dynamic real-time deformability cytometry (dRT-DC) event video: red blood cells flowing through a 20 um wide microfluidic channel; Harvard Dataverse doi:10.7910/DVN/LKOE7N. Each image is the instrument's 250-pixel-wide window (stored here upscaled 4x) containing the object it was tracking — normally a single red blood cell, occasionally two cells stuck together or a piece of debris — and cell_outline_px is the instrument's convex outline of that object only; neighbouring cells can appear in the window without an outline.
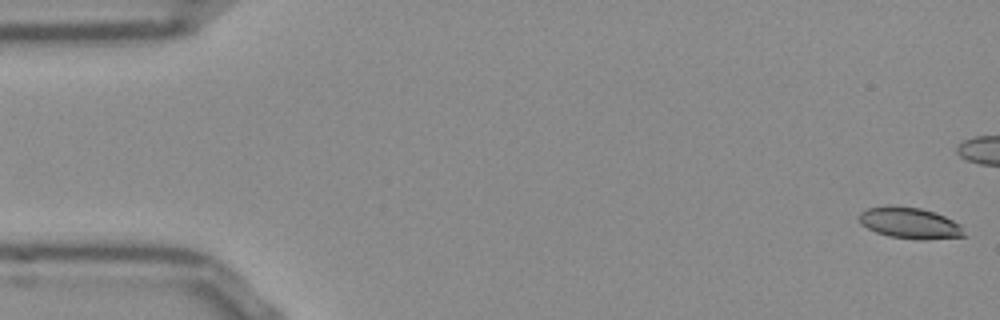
{"species": "Egyptian fruit bat (a non-hibernating species)", "species_latin": "Rousettus aegyptiacus", "temperature_condition": "room temperature", "stored_images_in_passage": 53, "camera_frame_rate_fps": 3000, "um_per_image_px": 0.085, "frame": {"image": 1, "passage_image": 1, "time_ms": 0.0, "image_size_px": [1000, 320], "cell_outline_px": [[968, 236], [888, 236], [876, 232], [868, 228], [860, 220], [860, 212], [868, 208], [920, 208], [944, 216], [960, 224]], "centroid_in_image_um": [77.33, 18.93], "position_along_channel_um": 7.7, "area_um2": 17.17}}
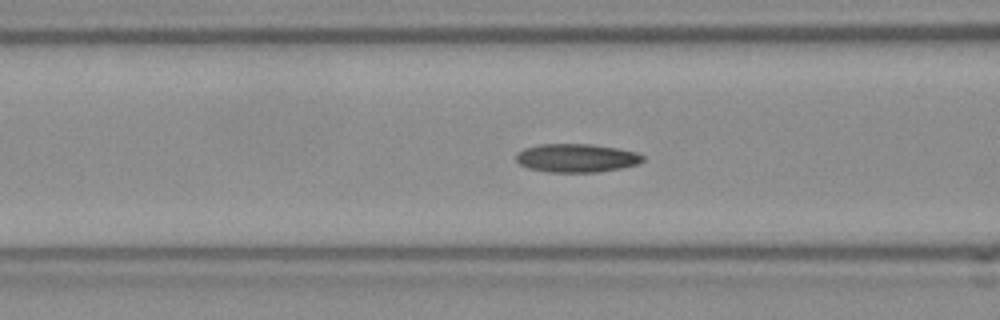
{"frame": {"image": 2, "passage_image": 20, "time_ms": 6.333, "image_size_px": [1000, 320], "cell_outline_px": [[644, 160], [636, 164], [620, 168], [596, 172], [548, 172], [528, 168], [520, 164], [516, 160], [516, 156], [524, 148], [540, 144], [592, 144], [616, 148], [636, 152], [644, 156]], "centroid_in_image_um": [49.0, 13.43], "position_along_channel_um": 117.6, "area_um2": 20.87}}
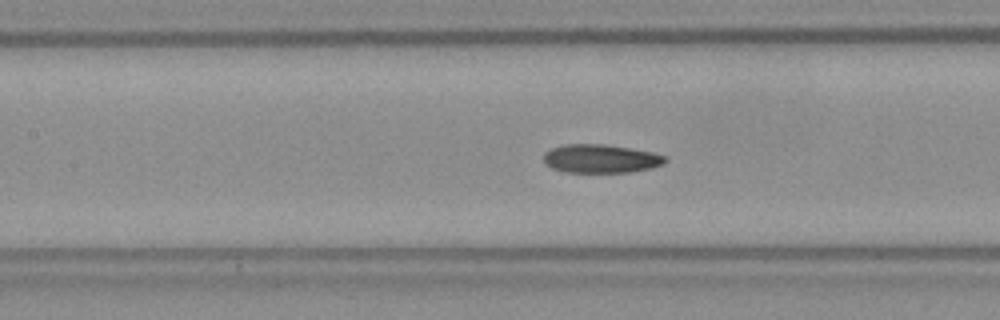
{"frame": {"image": 3, "passage_image": 23, "time_ms": 7.333, "image_size_px": [1000, 320], "cell_outline_px": [[668, 160], [664, 164], [632, 172], [564, 172], [552, 168], [544, 164], [544, 152], [552, 148], [564, 144], [604, 144], [652, 152], [664, 156]], "centroid_in_image_um": [51.03, 13.49], "position_along_channel_um": 156.4, "area_um2": 20.17}, "authors_computed_cell_mechanics": {"area_um2": 20.1722, "velocity_mm_per_s": 3.8402, "shape_relaxation_time_tau1_ms": null, "shape_relaxation_time_tau2_ms": 4.0177, "deformation_change_tau1": null, "deformation_change_tau2": 0.1049}}